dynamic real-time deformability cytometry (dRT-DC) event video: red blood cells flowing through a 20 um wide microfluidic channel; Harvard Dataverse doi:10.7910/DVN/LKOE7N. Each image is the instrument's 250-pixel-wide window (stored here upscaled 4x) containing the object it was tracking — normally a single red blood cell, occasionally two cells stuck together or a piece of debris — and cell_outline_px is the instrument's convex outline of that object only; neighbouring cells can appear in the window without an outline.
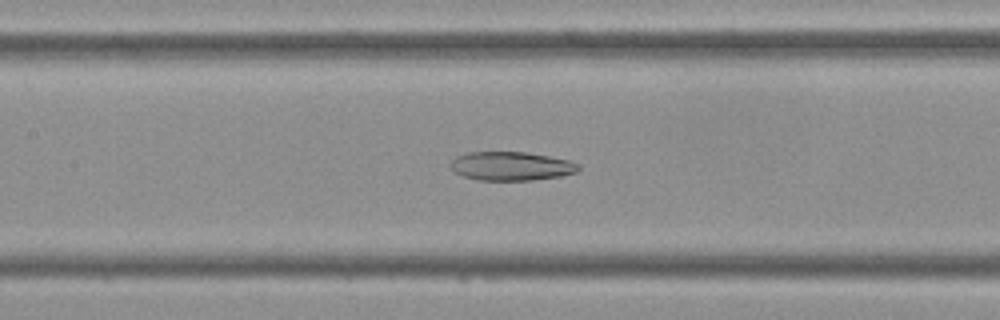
{"species": "Egyptian fruit bat (a non-hibernating species)", "species_latin": "Rousettus aegyptiacus", "temperature_condition": "cold", "stored_images_in_passage": 44, "camera_frame_rate_fps": 3000, "um_per_image_px": 0.085, "frame": {"image": 1, "passage_image": 20, "time_ms": 6.333, "image_size_px": [1000, 320], "cell_outline_px": [[580, 168], [576, 172], [560, 176], [532, 180], [476, 180], [464, 176], [456, 172], [452, 168], [452, 160], [456, 156], [468, 152], [524, 152], [548, 156], [568, 160], [580, 164]], "centroid_in_image_um": [43.47, 14.12], "position_along_channel_um": 163.9, "area_um2": 21.27}}
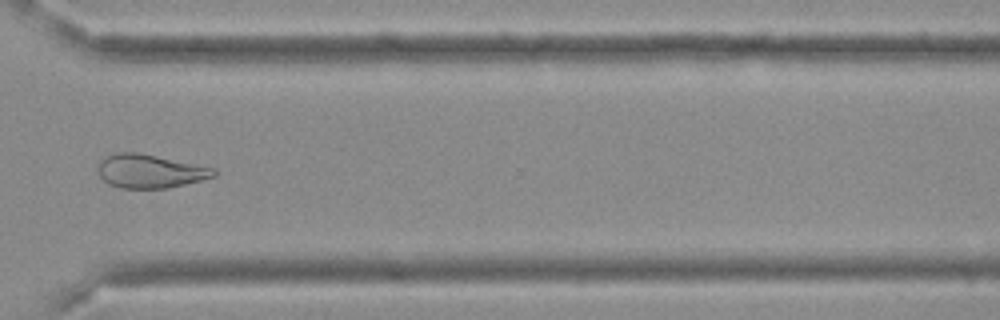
{"frame": {"image": 2, "passage_image": 33, "time_ms": 10.667, "image_size_px": [1000, 320], "cell_outline_px": [[216, 176], [168, 188], [120, 188], [108, 184], [100, 176], [96, 164], [100, 160], [116, 152], [136, 152], [216, 168]], "centroid_in_image_um": [12.72, 14.55], "position_along_channel_um": 357.9, "area_um2": 22.6}}
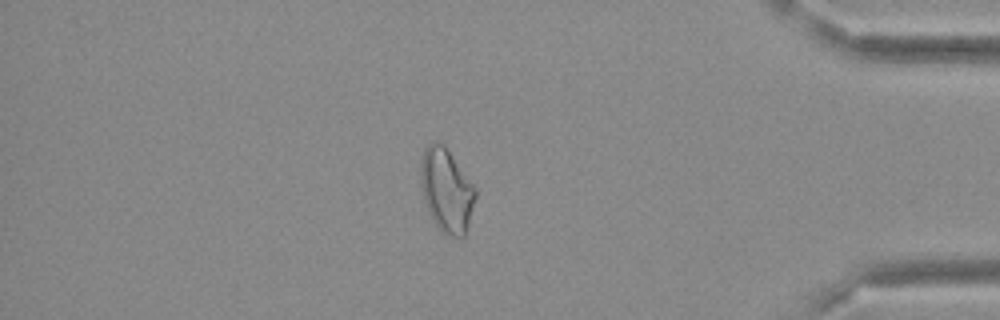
{"frame": {"image": 3, "passage_image": 38, "time_ms": 12.333, "image_size_px": [1000, 320], "cell_outline_px": [[476, 196], [468, 224], [464, 236], [452, 236], [444, 232], [436, 224], [428, 208], [424, 196], [420, 180], [420, 164], [424, 148], [428, 144], [436, 140], [444, 144], [476, 188]], "centroid_in_image_um": [37.95, 16.1], "position_along_channel_um": 397.2, "area_um2": 26.18}}